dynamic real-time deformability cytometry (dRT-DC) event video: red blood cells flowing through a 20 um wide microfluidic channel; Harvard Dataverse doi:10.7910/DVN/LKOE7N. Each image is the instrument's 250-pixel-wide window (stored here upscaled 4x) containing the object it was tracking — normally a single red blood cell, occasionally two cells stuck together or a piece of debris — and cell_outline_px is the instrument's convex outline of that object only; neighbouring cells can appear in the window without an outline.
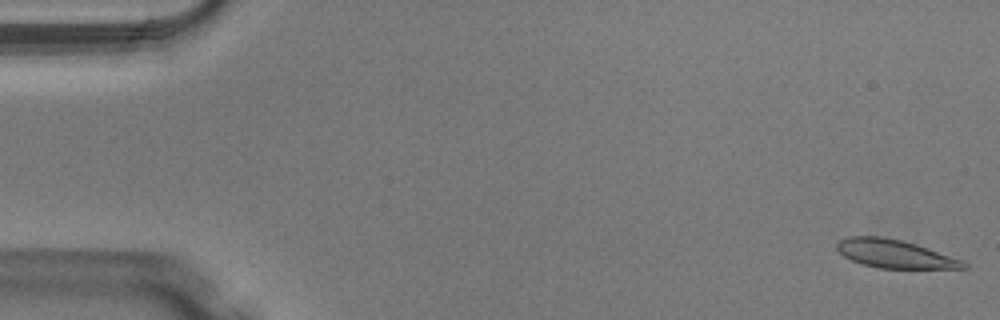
{"species": "Egyptian fruit bat (a non-hibernating species)", "species_latin": "Rousettus aegyptiacus", "temperature_condition": "warm", "stored_images_in_passage": 10, "camera_frame_rate_fps": 3000, "um_per_image_px": 0.085, "animal": {"sex": "male"}, "frame": {"image": 1, "passage_image": 1, "time_ms": 0.0, "image_size_px": [1000, 320], "cell_outline_px": [[968, 268], [876, 268], [860, 264], [844, 256], [836, 248], [836, 244], [840, 240], [848, 236], [884, 236], [904, 240], [964, 260], [968, 264]], "centroid_in_image_um": [76.05, 21.57], "position_along_channel_um": 8.9, "area_um2": 21.04}}